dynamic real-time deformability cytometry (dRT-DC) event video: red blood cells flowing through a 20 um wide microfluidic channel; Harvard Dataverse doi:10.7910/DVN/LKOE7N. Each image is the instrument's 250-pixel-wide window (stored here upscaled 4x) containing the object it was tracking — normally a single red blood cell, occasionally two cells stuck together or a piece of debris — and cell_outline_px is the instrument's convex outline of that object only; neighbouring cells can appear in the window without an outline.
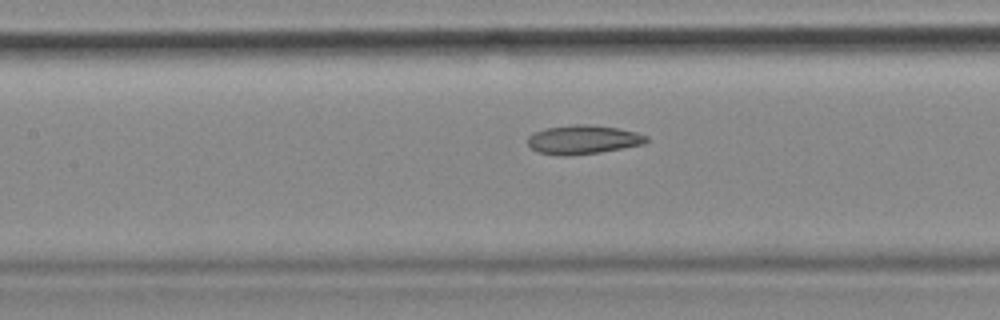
{"species": "common noctule bat (a hibernating species)", "species_latin": "Nyctalus noctula", "temperature_condition": "cold", "stored_images_in_passage": 54, "camera_frame_rate_fps": 3000, "um_per_image_px": 0.085, "animal": {"sex": "female", "body_mass_g": 18.4}, "frame": {"image": 1, "passage_image": 24, "time_ms": 7.667, "image_size_px": [1000, 320], "cell_outline_px": [[648, 140], [644, 144], [600, 152], [564, 156], [556, 156], [536, 152], [528, 144], [528, 136], [544, 128], [572, 124], [584, 124], [620, 128], [636, 132], [648, 136]], "centroid_in_image_um": [49.55, 11.87], "position_along_channel_um": 157.9, "area_um2": 20.11}, "authors_computed_cell_mechanics": {"area_um2": 20.8947, "velocity_mm_per_s": 3.6507, "shape_relaxation_time_tau1_ms": null, "shape_relaxation_time_tau2_ms": 7.3852, "deformation_change_tau1": null, "deformation_change_tau2": 0.1419}}